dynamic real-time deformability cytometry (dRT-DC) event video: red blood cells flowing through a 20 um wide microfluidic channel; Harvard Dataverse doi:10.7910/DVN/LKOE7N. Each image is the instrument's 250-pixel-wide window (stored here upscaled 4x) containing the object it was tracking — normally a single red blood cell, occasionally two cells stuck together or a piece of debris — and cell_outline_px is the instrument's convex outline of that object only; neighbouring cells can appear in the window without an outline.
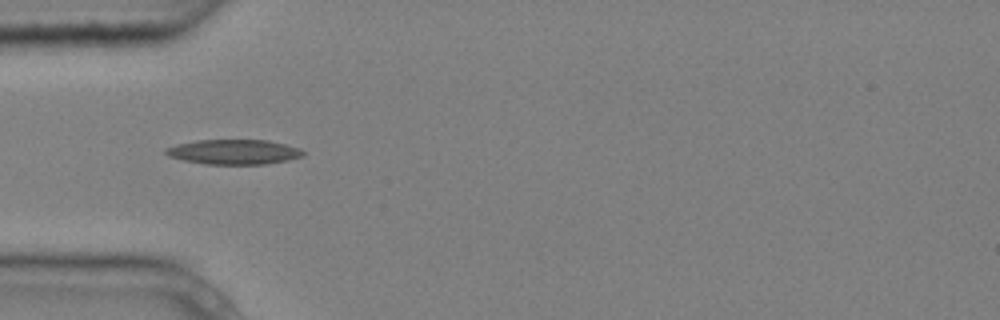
{"species": "common noctule bat (a hibernating species)", "species_latin": "Nyctalus noctula", "temperature_condition": "cold", "stored_images_in_passage": 9, "camera_frame_rate_fps": 3000, "um_per_image_px": 0.085, "animal": {"sex": "male", "body_mass_g": 20.4}, "frame": {"image": 1, "passage_image": 3, "time_ms": 0.667, "image_size_px": [1000, 320], "cell_outline_px": [[304, 156], [288, 160], [268, 164], [204, 164], [184, 160], [168, 156], [164, 152], [164, 148], [176, 144], [196, 140], [268, 140], [300, 148], [304, 152]], "centroid_in_image_um": [19.86, 12.91], "position_along_channel_um": 65.1, "area_um2": 20.0}}
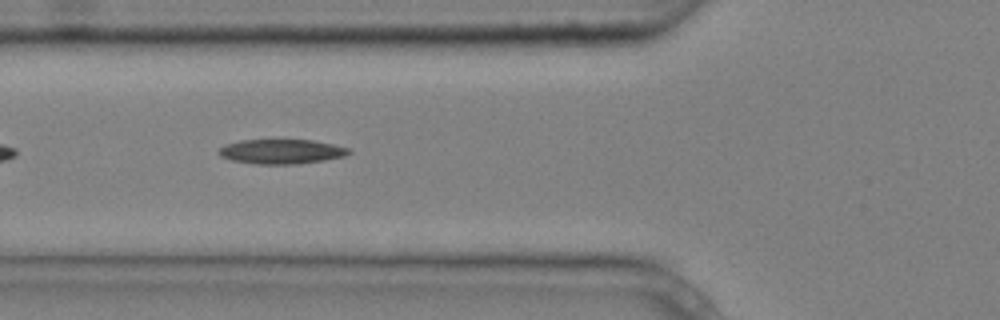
{"frame": {"image": 2, "passage_image": 4, "time_ms": 1.0, "image_size_px": [1000, 320], "cell_outline_px": [[352, 152], [344, 156], [324, 160], [300, 164], [256, 164], [232, 160], [220, 156], [220, 148], [224, 144], [240, 140], [312, 140], [332, 144], [348, 148]], "centroid_in_image_um": [23.92, 12.88], "position_along_channel_um": 101.9, "area_um2": 18.55}}
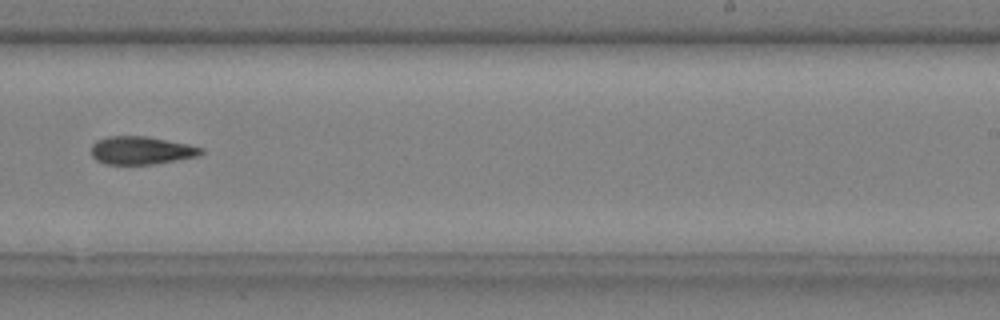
{"frame": {"image": 3, "passage_image": 8, "time_ms": 2.333, "image_size_px": [1000, 320], "cell_outline_px": [[204, 152], [196, 156], [152, 164], [104, 164], [96, 160], [92, 156], [92, 144], [96, 140], [108, 136], [144, 136], [188, 144], [204, 148]], "centroid_in_image_um": [11.97, 12.78], "position_along_channel_um": 277.0, "area_um2": 17.74}}